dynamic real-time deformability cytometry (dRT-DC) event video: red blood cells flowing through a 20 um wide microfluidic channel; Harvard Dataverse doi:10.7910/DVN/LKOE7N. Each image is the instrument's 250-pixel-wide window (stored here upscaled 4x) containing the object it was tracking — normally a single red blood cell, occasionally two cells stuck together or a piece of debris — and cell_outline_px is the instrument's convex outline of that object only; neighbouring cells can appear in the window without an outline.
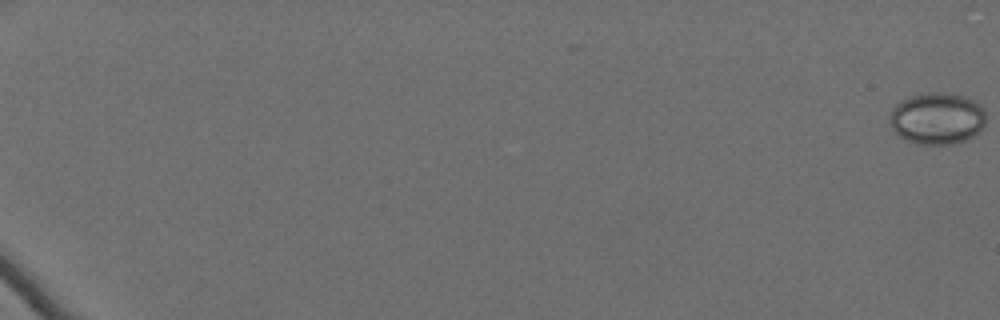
{"species": "Egyptian fruit bat (a non-hibernating species)", "species_latin": "Rousettus aegyptiacus", "temperature_condition": "cold", "stored_images_in_passage": 12, "camera_frame_rate_fps": 3000, "um_per_image_px": 0.085, "animal": {"sex": "female"}, "frame": {"image": 1, "passage_image": 1, "time_ms": 0.0, "image_size_px": [1000, 320], "cell_outline_px": [[984, 128], [980, 132], [964, 140], [952, 144], [920, 144], [904, 140], [892, 128], [888, 120], [892, 108], [900, 100], [924, 92], [944, 92], [964, 96], [980, 104], [984, 112]], "centroid_in_image_um": [79.63, 10.06], "position_along_channel_um": 5.4, "area_um2": 29.19}}